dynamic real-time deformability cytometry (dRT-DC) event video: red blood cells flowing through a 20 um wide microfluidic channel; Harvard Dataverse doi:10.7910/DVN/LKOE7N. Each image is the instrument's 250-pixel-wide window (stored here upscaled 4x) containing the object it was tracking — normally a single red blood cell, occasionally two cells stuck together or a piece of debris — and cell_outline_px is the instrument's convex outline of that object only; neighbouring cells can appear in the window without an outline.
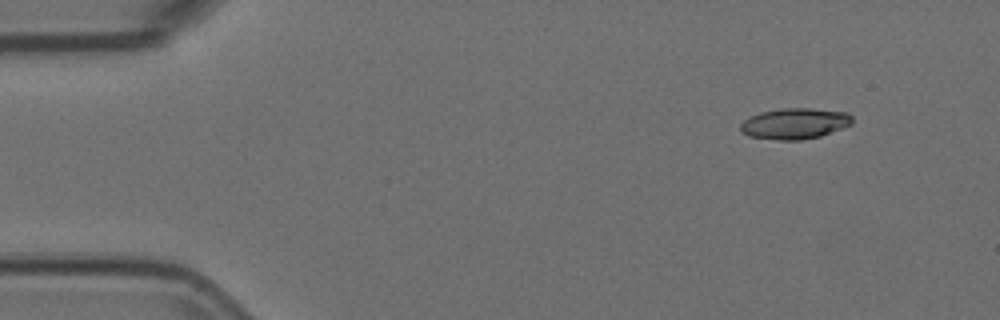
{"species": "Egyptian fruit bat (a non-hibernating species)", "species_latin": "Rousettus aegyptiacus", "temperature_condition": "room temperature", "stored_images_in_passage": 4, "camera_frame_rate_fps": 3000, "um_per_image_px": 0.085, "animal": {"sex": "female"}, "frame": {"image": 1, "passage_image": 1, "time_ms": 0.0, "image_size_px": [1000, 320], "cell_outline_px": [[852, 124], [820, 136], [800, 140], [780, 140], [748, 136], [740, 132], [740, 124], [748, 116], [760, 112], [780, 108], [808, 108], [848, 112], [852, 116]], "centroid_in_image_um": [67.52, 10.49], "position_along_channel_um": 17.5, "area_um2": 20.23}}
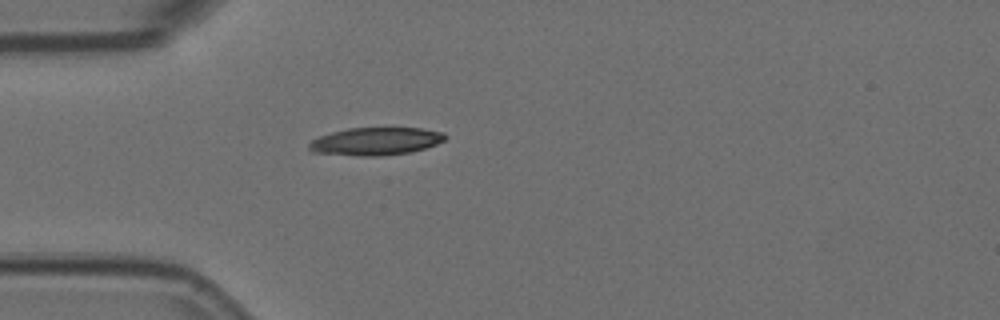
{"frame": {"image": 2, "passage_image": 4, "time_ms": 1.0, "image_size_px": [1000, 320], "cell_outline_px": [[448, 136], [444, 140], [436, 144], [412, 152], [380, 156], [360, 156], [308, 152], [308, 144], [312, 140], [320, 136], [332, 132], [348, 128], [420, 128], [444, 132]], "centroid_in_image_um": [31.92, 12.02], "position_along_channel_um": 53.1, "area_um2": 22.14}}